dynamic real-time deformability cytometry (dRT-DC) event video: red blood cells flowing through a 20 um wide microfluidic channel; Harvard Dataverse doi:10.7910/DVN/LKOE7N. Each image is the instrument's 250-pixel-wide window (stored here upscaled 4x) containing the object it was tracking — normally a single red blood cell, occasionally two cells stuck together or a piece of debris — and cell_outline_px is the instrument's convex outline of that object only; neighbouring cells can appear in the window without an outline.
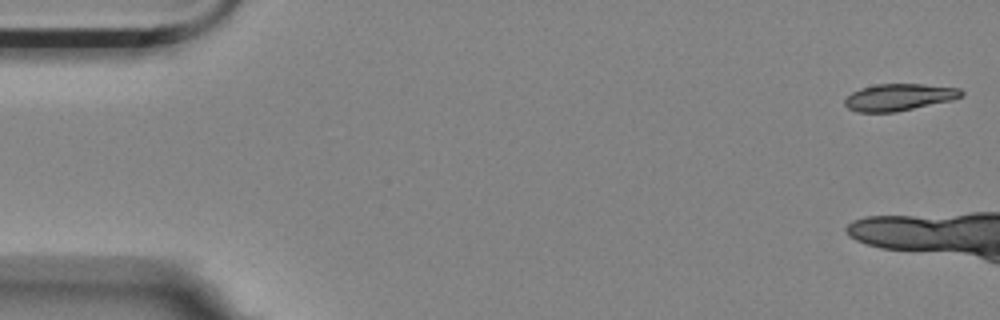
{"species": "Egyptian fruit bat (a non-hibernating species)", "species_latin": "Rousettus aegyptiacus", "temperature_condition": "room temperature", "stored_images_in_passage": 9, "camera_frame_rate_fps": 3000, "um_per_image_px": 0.085, "animal": {"sex": "female"}, "frame": {"image": 1, "passage_image": 1, "time_ms": 0.0, "image_size_px": [1000, 320], "cell_outline_px": [[964, 96], [952, 100], [896, 112], [856, 112], [848, 108], [844, 104], [844, 100], [852, 92], [860, 88], [876, 84], [920, 84], [960, 88], [964, 92]], "centroid_in_image_um": [76.42, 8.26], "position_along_channel_um": 8.6, "area_um2": 18.32}}